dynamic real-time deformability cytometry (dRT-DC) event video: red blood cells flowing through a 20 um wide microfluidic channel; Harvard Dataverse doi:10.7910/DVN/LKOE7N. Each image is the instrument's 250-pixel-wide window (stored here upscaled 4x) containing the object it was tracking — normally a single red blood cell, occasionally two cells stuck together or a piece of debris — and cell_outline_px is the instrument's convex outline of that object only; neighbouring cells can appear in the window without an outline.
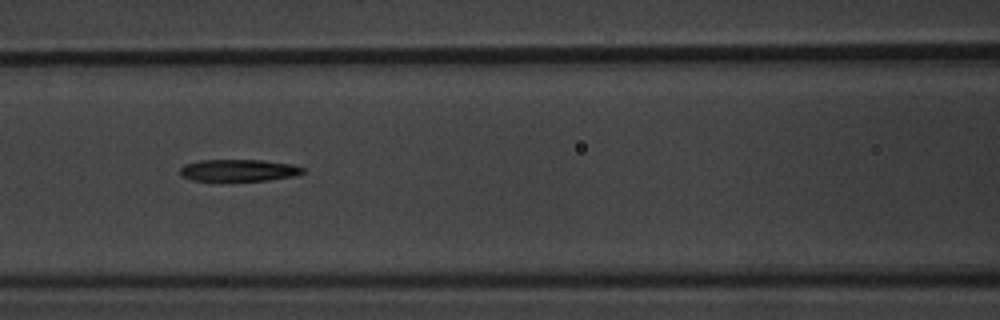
{"species": "common noctule bat (a hibernating species)", "species_latin": "Nyctalus noctula", "temperature_condition": "warm", "stored_images_in_passage": 7, "camera_frame_rate_fps": 3000, "um_per_image_px": 0.085, "animal": {"sex": "male", "body_mass_g": 20.1, "forearm_length_mm": 53.5}, "frame": {"image": 1, "passage_image": 6, "time_ms": 6.0, "image_size_px": [1000, 320], "cell_outline_px": [[304, 172], [296, 176], [268, 180], [192, 180], [180, 176], [180, 168], [184, 164], [200, 160], [264, 160], [292, 164], [304, 168]], "centroid_in_image_um": [20.29, 14.47], "position_along_channel_um": 146.3, "area_um2": 15.66}}
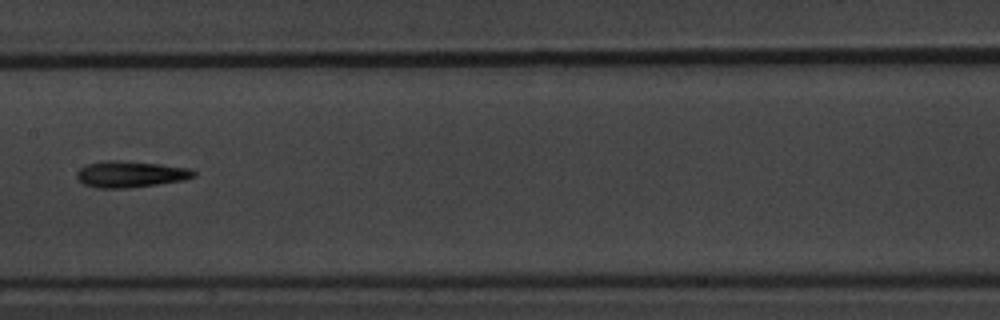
{"frame": {"image": 2, "passage_image": 7, "time_ms": 7.333, "image_size_px": [1000, 320], "cell_outline_px": [[196, 176], [184, 180], [128, 188], [96, 188], [84, 184], [76, 176], [76, 172], [80, 168], [88, 164], [104, 160], [116, 160], [160, 164], [188, 168], [196, 172]], "centroid_in_image_um": [11.08, 14.8], "position_along_channel_um": 196.3, "area_um2": 17.86}}